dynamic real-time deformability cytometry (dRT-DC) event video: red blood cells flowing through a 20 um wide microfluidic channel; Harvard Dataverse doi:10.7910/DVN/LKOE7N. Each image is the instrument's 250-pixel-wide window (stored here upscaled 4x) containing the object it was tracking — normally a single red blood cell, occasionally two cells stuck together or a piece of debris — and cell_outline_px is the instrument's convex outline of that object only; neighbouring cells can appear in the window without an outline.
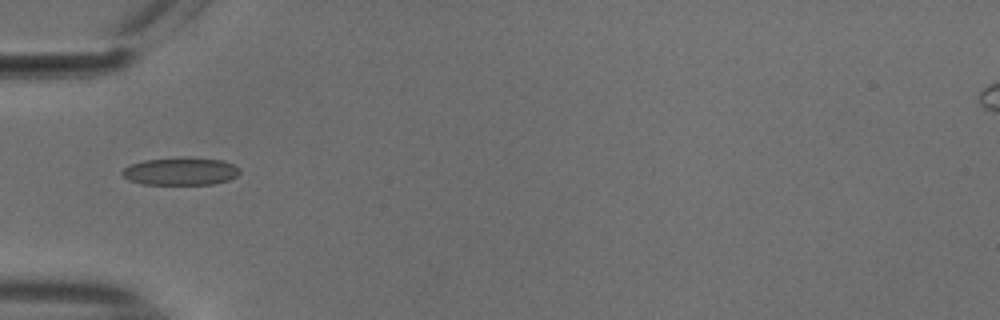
{"species": "common noctule bat (a hibernating species)", "species_latin": "Nyctalus noctula", "temperature_condition": "cold", "stored_images_in_passage": 37, "camera_frame_rate_fps": 3000, "um_per_image_px": 0.085, "animal": {"sex": "male", "body_mass_g": 18.8}, "frame": {"image": 1, "passage_image": 1, "time_ms": 0.0, "image_size_px": [1000, 320], "cell_outline_px": [[240, 172], [236, 176], [228, 180], [212, 184], [144, 184], [128, 180], [120, 172], [124, 168], [132, 164], [144, 160], [176, 156], [184, 156], [220, 160], [232, 164]], "centroid_in_image_um": [15.31, 14.54], "position_along_channel_um": 69.7, "area_um2": 19.02}}
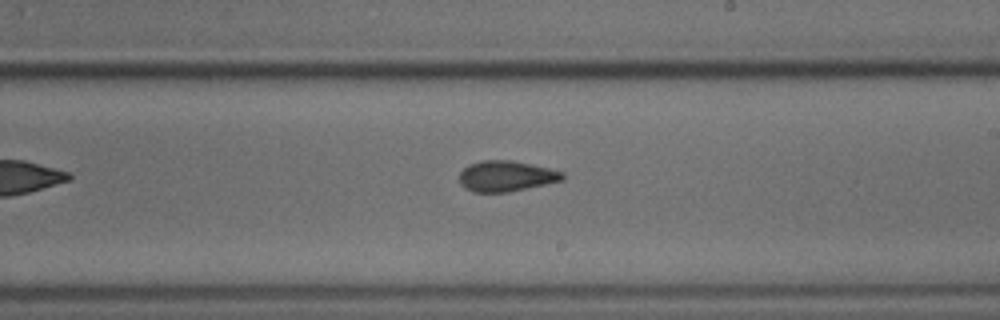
{"frame": {"image": 2, "passage_image": 15, "time_ms": 4.667, "image_size_px": [1000, 320], "cell_outline_px": [[564, 180], [508, 192], [472, 192], [464, 188], [460, 184], [460, 172], [468, 164], [480, 160], [512, 160], [532, 164], [564, 172]], "centroid_in_image_um": [43.0, 14.96], "position_along_channel_um": 246.0, "area_um2": 18.55}}
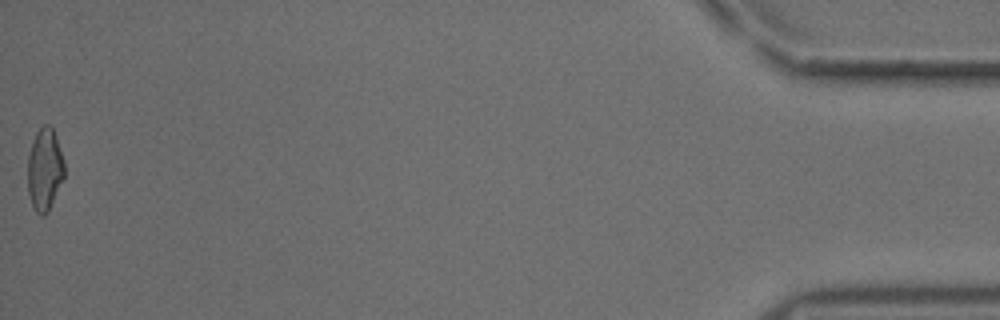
{"frame": {"image": 3, "passage_image": 37, "time_ms": 12.0, "image_size_px": [1000, 320], "cell_outline_px": [[64, 176], [48, 212], [44, 216], [40, 216], [36, 212], [32, 204], [28, 192], [28, 156], [32, 140], [36, 132], [44, 124], [48, 124], [52, 128], [56, 136], [64, 160]], "centroid_in_image_um": [3.79, 14.39], "position_along_channel_um": 431.4, "area_um2": 17.57}, "authors_computed_cell_mechanics": {"area_um2": 18.207, "velocity_mm_per_s": 3.7689, "shape_relaxation_time_tau1_ms": null, "shape_relaxation_time_tau2_ms": 1.7858, "deformation_change_tau1": null, "deformation_change_tau2": 0.0823}}